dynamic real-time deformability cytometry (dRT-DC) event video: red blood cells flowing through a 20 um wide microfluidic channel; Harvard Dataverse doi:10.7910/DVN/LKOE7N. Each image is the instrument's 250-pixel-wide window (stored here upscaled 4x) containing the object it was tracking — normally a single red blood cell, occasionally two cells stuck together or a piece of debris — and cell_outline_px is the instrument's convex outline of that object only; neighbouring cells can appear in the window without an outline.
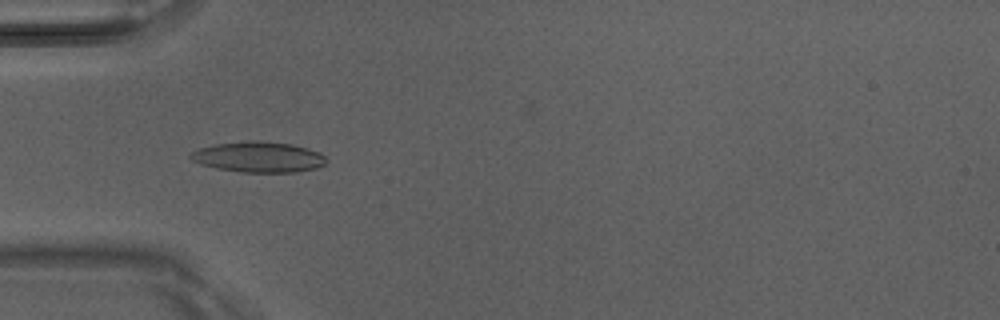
{"species": "Egyptian fruit bat (a non-hibernating species)", "species_latin": "Rousettus aegyptiacus", "temperature_condition": "room temperature", "stored_images_in_passage": 49, "camera_frame_rate_fps": 3000, "um_per_image_px": 0.085, "animal": {"sex": "male"}, "frame": {"image": 1, "passage_image": 15, "time_ms": 4.667, "image_size_px": [1000, 320], "cell_outline_px": [[328, 160], [324, 164], [316, 168], [296, 172], [240, 172], [216, 168], [200, 164], [192, 160], [188, 156], [192, 152], [200, 148], [216, 144], [248, 140], [252, 140], [292, 144], [308, 148], [320, 152]], "centroid_in_image_um": [21.99, 13.34], "position_along_channel_um": 63.0, "area_um2": 24.22}}
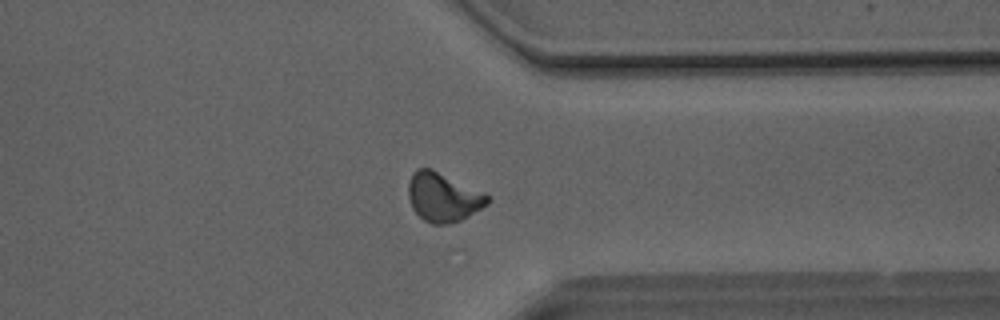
{"frame": {"image": 2, "passage_image": 38, "time_ms": 12.333, "image_size_px": [1000, 320], "cell_outline_px": [[492, 200], [488, 204], [468, 216], [460, 220], [448, 224], [432, 224], [424, 220], [412, 208], [408, 196], [408, 180], [412, 172], [416, 168], [432, 168], [484, 192]], "centroid_in_image_um": [37.65, 16.74], "position_along_channel_um": 373.7, "area_um2": 22.77}}
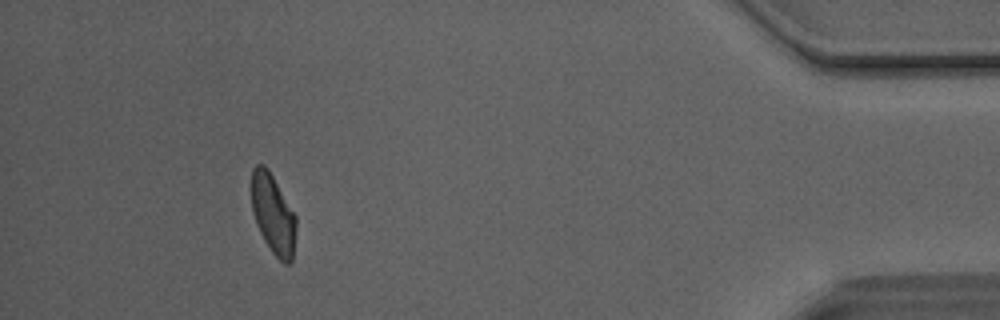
{"frame": {"image": 3, "passage_image": 45, "time_ms": 14.667, "image_size_px": [1000, 320], "cell_outline_px": [[296, 228], [292, 264], [284, 264], [272, 252], [264, 240], [256, 224], [252, 212], [252, 168], [256, 164], [264, 164], [268, 168], [296, 216]], "centroid_in_image_um": [23.22, 18.22], "position_along_channel_um": 412.0, "area_um2": 20.75}, "authors_computed_cell_mechanics": {"area_um2": 21.7328, "velocity_mm_per_s": 4.121, "shape_relaxation_time_tau1_ms": 4.6042, "shape_relaxation_time_tau2_ms": 1.7062, "deformation_change_tau1": 0.1452, "deformation_change_tau2": 0.0694}}